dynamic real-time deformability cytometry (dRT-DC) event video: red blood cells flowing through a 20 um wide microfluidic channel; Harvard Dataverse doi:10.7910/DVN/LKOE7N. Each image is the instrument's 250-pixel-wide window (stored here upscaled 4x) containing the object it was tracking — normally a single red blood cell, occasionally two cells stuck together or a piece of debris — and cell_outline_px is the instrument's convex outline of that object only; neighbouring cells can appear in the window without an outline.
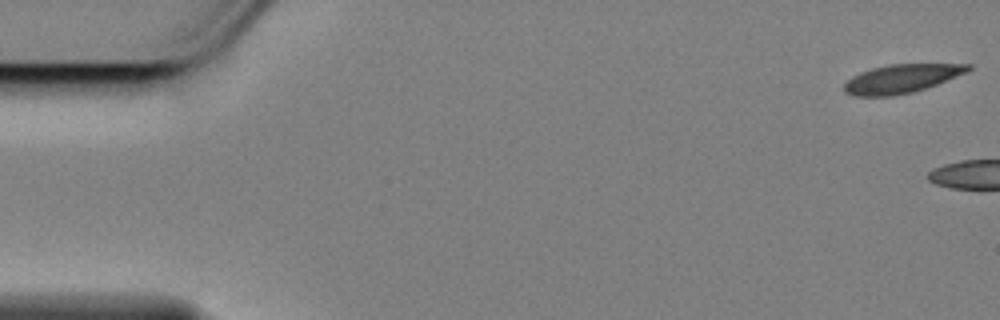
{"species": "Egyptian fruit bat (a non-hibernating species)", "species_latin": "Rousettus aegyptiacus", "temperature_condition": "cold", "stored_images_in_passage": 5, "camera_frame_rate_fps": 3000, "um_per_image_px": 0.085, "animal": {"sex": "female"}, "frame": {"image": 1, "passage_image": 1, "time_ms": 0.0, "image_size_px": [1000, 320], "cell_outline_px": [[972, 68], [964, 72], [936, 84], [912, 92], [892, 96], [852, 96], [844, 92], [844, 84], [852, 76], [860, 72], [872, 68], [888, 64], [972, 64]], "centroid_in_image_um": [76.55, 6.69], "position_along_channel_um": 8.4, "area_um2": 20.4}}